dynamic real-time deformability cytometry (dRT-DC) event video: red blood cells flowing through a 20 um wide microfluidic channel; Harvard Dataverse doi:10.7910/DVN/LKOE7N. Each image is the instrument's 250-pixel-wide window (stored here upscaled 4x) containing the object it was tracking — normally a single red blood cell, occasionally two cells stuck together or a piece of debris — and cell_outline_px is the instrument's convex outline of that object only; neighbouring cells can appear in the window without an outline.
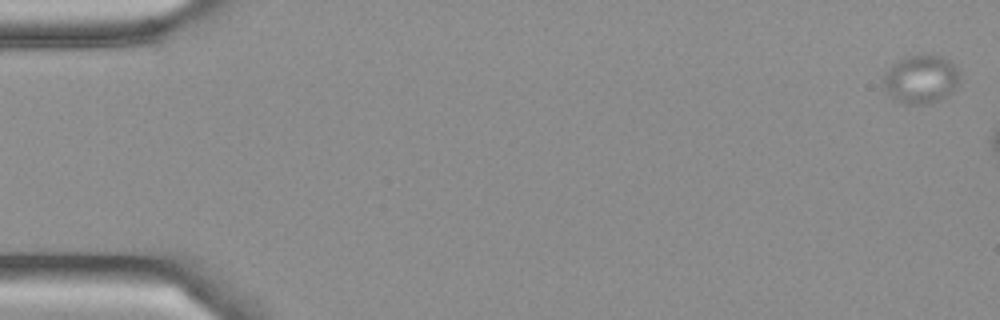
{"species": "Egyptian fruit bat (a non-hibernating species)", "species_latin": "Rousettus aegyptiacus", "temperature_condition": "cold", "stored_images_in_passage": 6, "camera_frame_rate_fps": 3000, "um_per_image_px": 0.085, "frame": {"image": 1, "passage_image": 1, "time_ms": 0.0, "image_size_px": [1000, 320], "cell_outline_px": [[960, 76], [956, 88], [948, 96], [924, 104], [900, 104], [892, 100], [884, 88], [884, 76], [888, 68], [896, 60], [904, 56], [940, 56], [948, 60], [956, 68]], "centroid_in_image_um": [78.24, 6.76], "position_along_channel_um": 6.8, "area_um2": 21.56}}